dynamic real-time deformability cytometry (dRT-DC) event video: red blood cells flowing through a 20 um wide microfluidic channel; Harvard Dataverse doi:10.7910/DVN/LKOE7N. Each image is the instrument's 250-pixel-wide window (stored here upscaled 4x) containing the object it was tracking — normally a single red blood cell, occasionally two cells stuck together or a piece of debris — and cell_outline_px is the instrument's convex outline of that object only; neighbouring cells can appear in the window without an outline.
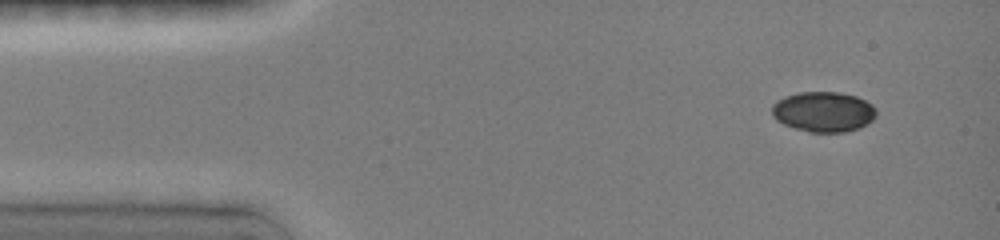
{"species": "common noctule bat (a hibernating species)", "species_latin": "Nyctalus noctula", "temperature_condition": "room temperature", "stored_images_in_passage": 5, "camera_frame_rate_fps": 3000, "um_per_image_px": 0.085, "animal": {"sex": "female", "body_mass_g": 19.0, "forearm_length_mm": 51.5}, "frame": {"image": 1, "passage_image": 1, "time_ms": 0.0, "image_size_px": [1000, 240], "cell_outline_px": [[876, 116], [872, 120], [860, 128], [844, 132], [808, 132], [784, 124], [776, 120], [772, 116], [772, 104], [776, 100], [784, 96], [800, 92], [840, 92], [856, 96], [872, 104], [876, 108]], "centroid_in_image_um": [69.99, 9.49], "position_along_channel_um": 15.0, "area_um2": 24.62}}
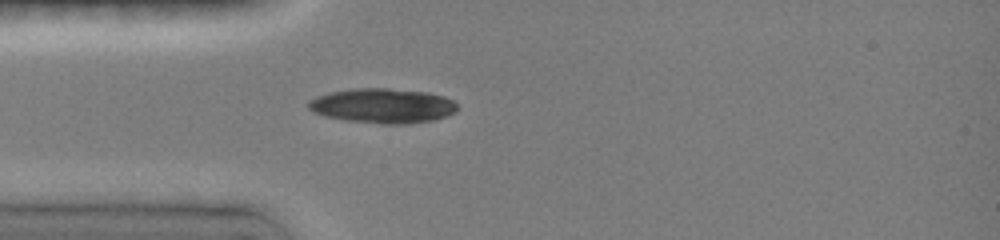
{"frame": {"image": 2, "passage_image": 5, "time_ms": 3.0, "image_size_px": [1000, 240], "cell_outline_px": [[456, 112], [448, 116], [432, 120], [408, 124], [380, 124], [344, 120], [324, 116], [312, 112], [308, 108], [308, 100], [316, 96], [332, 92], [356, 88], [388, 88], [428, 92], [444, 96], [452, 100], [456, 104]], "centroid_in_image_um": [32.52, 8.99], "position_along_channel_um": 52.5, "area_um2": 30.35}}